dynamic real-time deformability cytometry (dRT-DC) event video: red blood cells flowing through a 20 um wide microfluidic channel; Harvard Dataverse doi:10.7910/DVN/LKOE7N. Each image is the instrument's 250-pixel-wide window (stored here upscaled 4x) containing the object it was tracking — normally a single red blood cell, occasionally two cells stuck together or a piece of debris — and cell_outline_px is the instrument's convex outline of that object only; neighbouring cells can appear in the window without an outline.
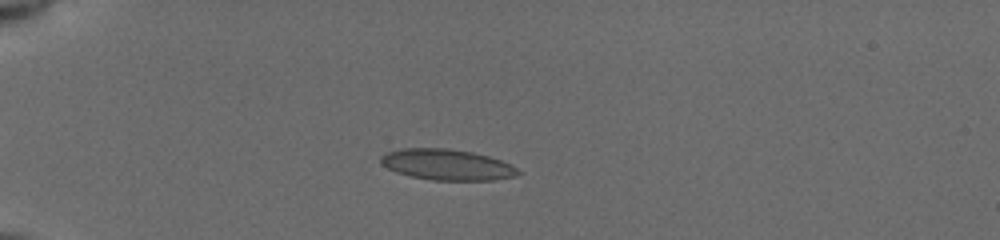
{"species": "common noctule bat (a hibernating species)", "species_latin": "Nyctalus noctula", "temperature_condition": "cold", "stored_images_in_passage": 65, "camera_frame_rate_fps": 3000, "um_per_image_px": 0.085, "animal": {"sex": "female", "body_mass_g": 19.5, "forearm_length_mm": 54.1}, "frame": {"image": 1, "passage_image": 18, "time_ms": 5.0, "image_size_px": [1000, 240], "cell_outline_px": [[520, 172], [516, 176], [492, 180], [432, 180], [412, 176], [396, 172], [388, 168], [380, 160], [380, 156], [388, 152], [400, 148], [448, 148], [472, 152], [488, 156], [512, 164]], "centroid_in_image_um": [38.0, 13.99], "position_along_channel_um": 47.0, "area_um2": 24.57}}
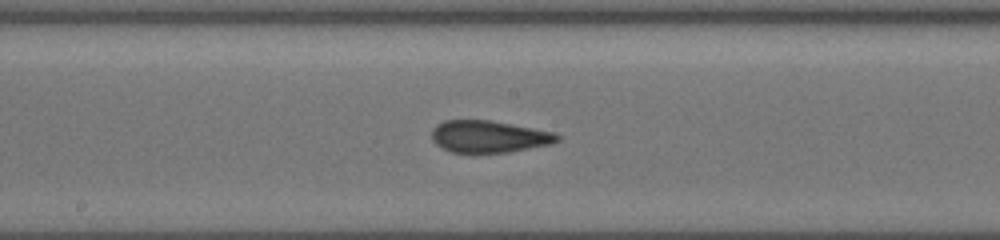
{"frame": {"image": 2, "passage_image": 38, "time_ms": 10.0, "image_size_px": [1000, 240], "cell_outline_px": [[560, 140], [552, 144], [508, 152], [472, 156], [452, 152], [436, 144], [432, 140], [432, 128], [436, 124], [444, 120], [488, 120], [552, 132], [560, 136]], "centroid_in_image_um": [41.5, 11.65], "position_along_channel_um": 206.7, "area_um2": 23.93}}
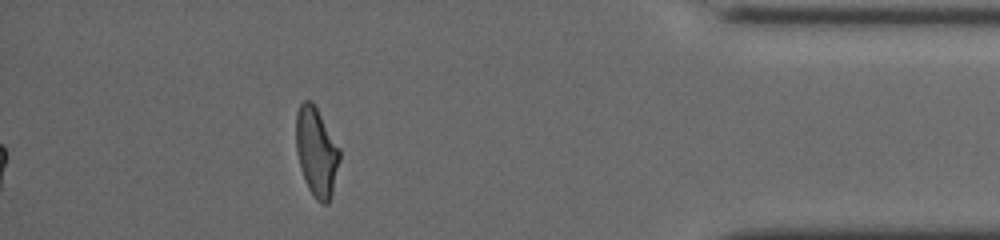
{"frame": {"image": 3, "passage_image": 58, "time_ms": 16.0, "image_size_px": [1000, 240], "cell_outline_px": [[340, 160], [332, 192], [328, 204], [320, 204], [316, 200], [308, 188], [304, 180], [300, 168], [296, 152], [296, 112], [300, 104], [304, 100], [312, 100], [340, 148]], "centroid_in_image_um": [26.89, 12.91], "position_along_channel_um": 408.3, "area_um2": 22.77}, "authors_computed_cell_mechanics": {"area_um2": 23.698, "velocity_mm_per_s": 3.9313, "shape_relaxation_time_tau1_ms": null, "shape_relaxation_time_tau2_ms": 1.3012, "deformation_change_tau1": null, "deformation_change_tau2": 0.0812}}